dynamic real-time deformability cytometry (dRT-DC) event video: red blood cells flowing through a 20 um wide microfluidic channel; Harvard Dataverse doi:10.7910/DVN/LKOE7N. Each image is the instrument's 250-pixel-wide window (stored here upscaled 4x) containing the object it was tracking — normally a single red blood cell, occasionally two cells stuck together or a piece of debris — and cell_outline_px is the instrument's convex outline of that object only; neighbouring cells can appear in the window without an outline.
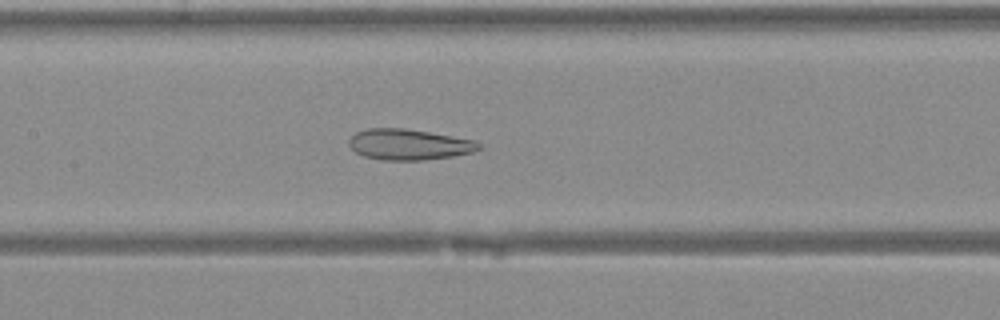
{"species": "Egyptian fruit bat (a non-hibernating species)", "species_latin": "Rousettus aegyptiacus", "temperature_condition": "warm", "stored_images_in_passage": 32, "camera_frame_rate_fps": 3000, "um_per_image_px": 0.085, "animal": {"sex": "female"}, "frame": {"image": 1, "passage_image": 10, "time_ms": 3.0, "image_size_px": [1000, 320], "cell_outline_px": [[484, 148], [472, 152], [452, 156], [424, 160], [380, 160], [364, 156], [356, 152], [348, 144], [348, 140], [356, 132], [368, 128], [404, 128], [476, 140]], "centroid_in_image_um": [34.77, 12.28], "position_along_channel_um": 172.6, "area_um2": 23.35}}
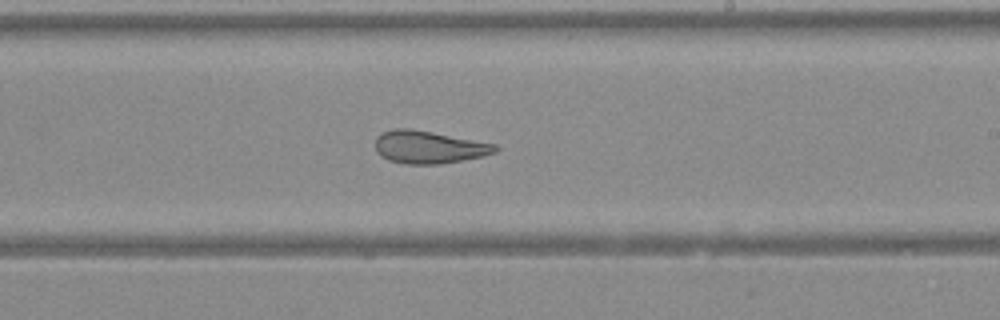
{"frame": {"image": 2, "passage_image": 15, "time_ms": 4.667, "image_size_px": [1000, 320], "cell_outline_px": [[500, 148], [496, 152], [484, 156], [440, 164], [404, 164], [388, 160], [380, 156], [376, 152], [376, 136], [392, 128], [408, 128], [432, 132], [496, 144]], "centroid_in_image_um": [36.44, 12.51], "position_along_channel_um": 252.6, "area_um2": 22.89}}
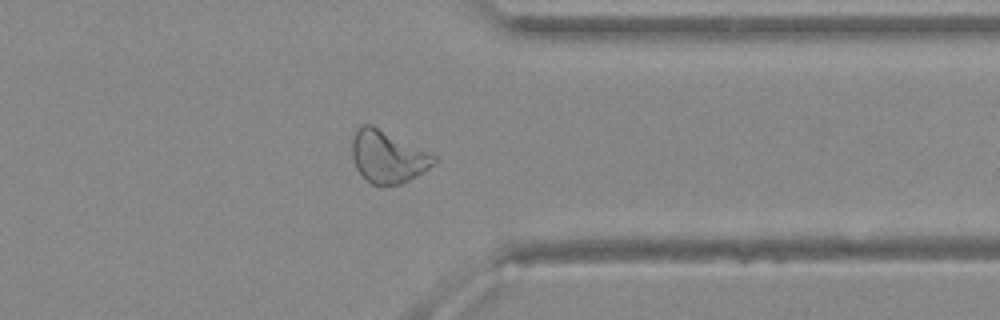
{"frame": {"image": 3, "passage_image": 23, "time_ms": 7.333, "image_size_px": [1000, 320], "cell_outline_px": [[436, 160], [428, 168], [408, 180], [400, 184], [372, 184], [356, 168], [352, 156], [352, 136], [356, 128], [364, 124], [372, 124], [432, 152], [436, 156]], "centroid_in_image_um": [32.95, 13.27], "position_along_channel_um": 378.5, "area_um2": 24.85}}